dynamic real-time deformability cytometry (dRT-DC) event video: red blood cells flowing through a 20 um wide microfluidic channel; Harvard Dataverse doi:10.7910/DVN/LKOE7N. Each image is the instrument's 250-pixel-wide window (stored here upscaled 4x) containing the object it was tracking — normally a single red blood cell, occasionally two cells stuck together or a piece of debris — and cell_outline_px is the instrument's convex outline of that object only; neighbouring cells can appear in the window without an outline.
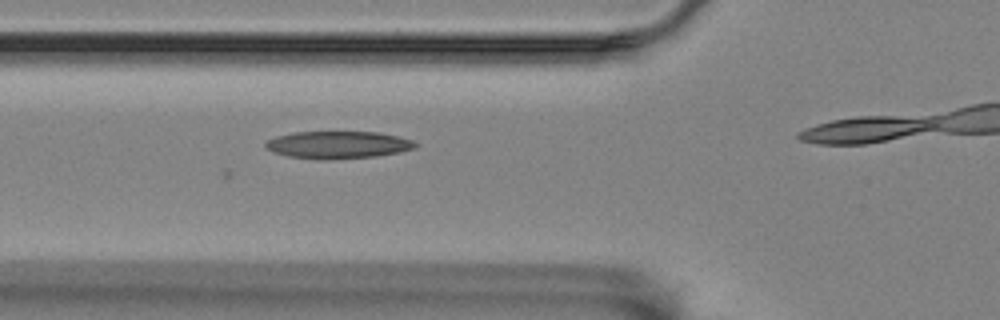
{"species": "Egyptian fruit bat (a non-hibernating species)", "species_latin": "Rousettus aegyptiacus", "temperature_condition": "room temperature", "stored_images_in_passage": 5, "camera_frame_rate_fps": 3000, "um_per_image_px": 0.085, "animal": {"sex": "female"}, "frame": {"image": 1, "passage_image": 4, "time_ms": 1.0, "image_size_px": [1000, 320], "cell_outline_px": [[420, 144], [416, 148], [400, 152], [376, 156], [328, 160], [316, 160], [288, 156], [272, 152], [264, 148], [264, 144], [268, 140], [276, 136], [292, 132], [380, 132], [412, 140]], "centroid_in_image_um": [28.71, 12.32], "position_along_channel_um": 97.1, "area_um2": 24.22}}